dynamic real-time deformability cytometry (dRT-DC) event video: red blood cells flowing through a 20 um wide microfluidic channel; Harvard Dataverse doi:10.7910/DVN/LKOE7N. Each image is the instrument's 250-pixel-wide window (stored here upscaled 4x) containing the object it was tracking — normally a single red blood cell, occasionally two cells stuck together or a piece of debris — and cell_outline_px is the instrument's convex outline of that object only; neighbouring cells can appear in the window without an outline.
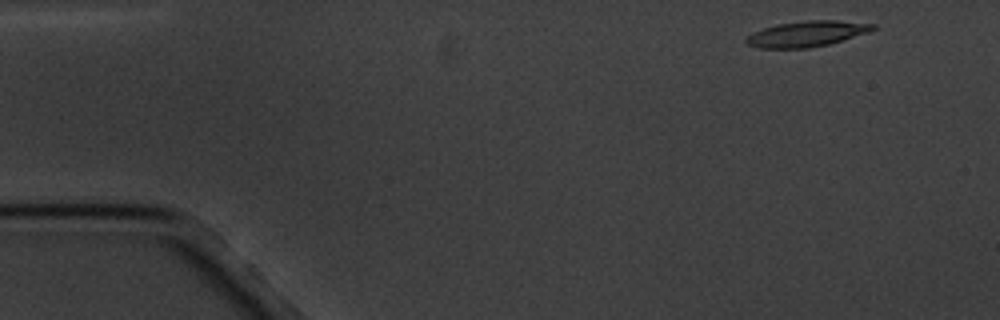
{"species": "common noctule bat (a hibernating species)", "species_latin": "Nyctalus noctula", "temperature_condition": "cold", "stored_images_in_passage": 4, "camera_frame_rate_fps": 3000, "um_per_image_px": 0.085, "animal": {"sex": "male", "body_mass_g": 20.1, "forearm_length_mm": 53.5}, "frame": {"image": 1, "passage_image": 1, "time_ms": 0.0, "image_size_px": [1000, 320], "cell_outline_px": [[876, 28], [868, 32], [828, 44], [808, 48], [756, 48], [748, 44], [744, 40], [752, 32], [776, 24], [808, 20], [836, 20], [876, 24]], "centroid_in_image_um": [68.55, 2.87], "position_along_channel_um": 16.5, "area_um2": 18.84}}
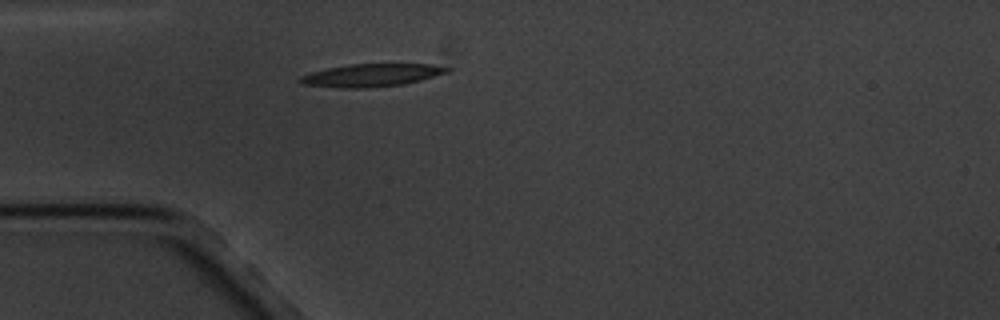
{"frame": {"image": 2, "passage_image": 4, "time_ms": 3.667, "image_size_px": [1000, 320], "cell_outline_px": [[452, 68], [448, 72], [420, 80], [404, 84], [368, 88], [340, 88], [304, 84], [296, 80], [300, 76], [308, 72], [348, 64], [432, 64]], "centroid_in_image_um": [31.54, 6.39], "position_along_channel_um": 53.5, "area_um2": 19.59}}